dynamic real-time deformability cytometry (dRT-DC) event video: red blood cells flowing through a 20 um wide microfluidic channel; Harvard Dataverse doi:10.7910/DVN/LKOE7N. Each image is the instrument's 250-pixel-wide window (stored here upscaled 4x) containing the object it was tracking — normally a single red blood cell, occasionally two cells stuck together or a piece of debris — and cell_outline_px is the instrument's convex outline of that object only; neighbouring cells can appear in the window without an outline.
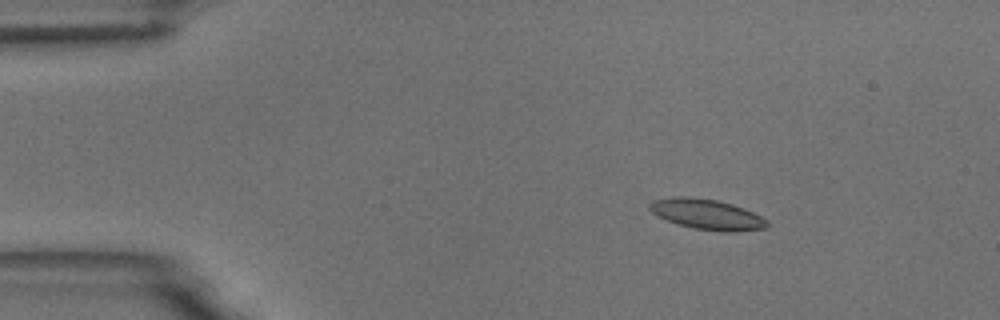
{"species": "common noctule bat (a hibernating species)", "species_latin": "Nyctalus noctula", "temperature_condition": "room temperature", "stored_images_in_passage": 4, "camera_frame_rate_fps": 3000, "um_per_image_px": 0.085, "animal": {"sex": "male", "body_mass_g": 18.8}, "frame": {"image": 1, "passage_image": 2, "time_ms": 2.0, "image_size_px": [1000, 320], "cell_outline_px": [[768, 228], [736, 232], [724, 232], [692, 228], [676, 224], [656, 216], [648, 208], [648, 204], [652, 200], [676, 196], [684, 196], [716, 200], [732, 204], [744, 208], [768, 220]], "centroid_in_image_um": [60.07, 18.23], "position_along_channel_um": 24.9, "area_um2": 21.04}}